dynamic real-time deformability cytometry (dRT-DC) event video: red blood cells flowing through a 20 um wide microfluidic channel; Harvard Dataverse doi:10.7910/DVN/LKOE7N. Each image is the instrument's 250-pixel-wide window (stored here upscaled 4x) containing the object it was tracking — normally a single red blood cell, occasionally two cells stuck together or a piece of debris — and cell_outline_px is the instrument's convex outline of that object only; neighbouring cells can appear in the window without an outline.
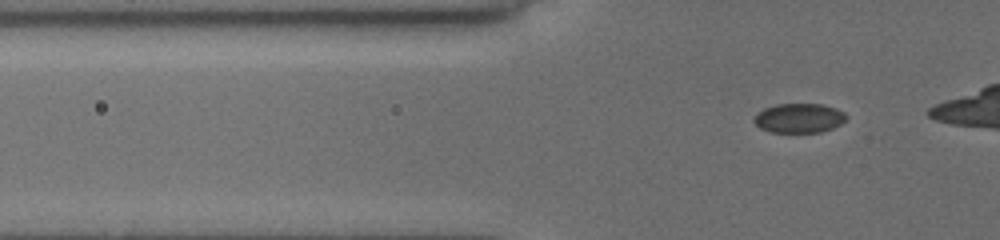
{"species": "common noctule bat (a hibernating species)", "species_latin": "Nyctalus noctula", "temperature_condition": "cold", "stored_images_in_passage": 24, "camera_frame_rate_fps": 3000, "um_per_image_px": 0.085, "animal": {"sex": "female", "body_mass_g": 19.5, "forearm_length_mm": 54.1}, "frame": {"image": 1, "passage_image": 13, "time_ms": 4.0, "image_size_px": [1000, 240], "cell_outline_px": [[848, 116], [840, 124], [832, 128], [820, 132], [768, 132], [760, 128], [752, 120], [764, 108], [776, 104], [820, 104], [836, 108], [844, 112]], "centroid_in_image_um": [67.92, 10.04], "position_along_channel_um": 57.9, "area_um2": 15.72}}
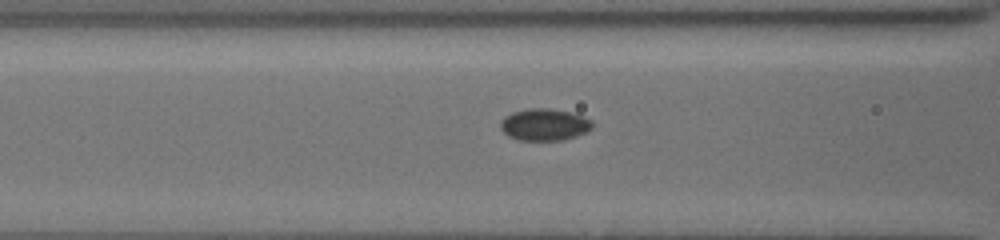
{"frame": {"image": 2, "passage_image": 19, "time_ms": 6.0, "image_size_px": [1000, 240], "cell_outline_px": [[592, 128], [588, 132], [564, 140], [516, 140], [508, 136], [500, 128], [500, 120], [504, 116], [512, 112], [528, 108], [548, 108], [568, 112], [592, 120]], "centroid_in_image_um": [46.24, 10.6], "position_along_channel_um": 120.4, "area_um2": 17.17}}
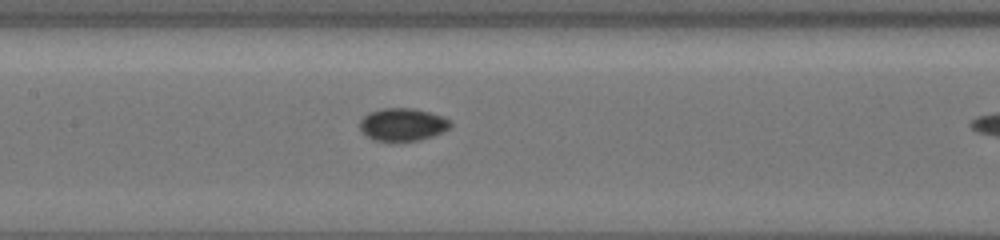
{"frame": {"image": 3, "passage_image": 23, "time_ms": 7.333, "image_size_px": [1000, 240], "cell_outline_px": [[452, 124], [448, 128], [432, 136], [420, 140], [396, 144], [372, 140], [360, 128], [360, 120], [368, 112], [384, 108], [412, 108], [428, 112], [440, 116], [448, 120]], "centroid_in_image_um": [34.17, 10.63], "position_along_channel_um": 173.2, "area_um2": 17.51}}